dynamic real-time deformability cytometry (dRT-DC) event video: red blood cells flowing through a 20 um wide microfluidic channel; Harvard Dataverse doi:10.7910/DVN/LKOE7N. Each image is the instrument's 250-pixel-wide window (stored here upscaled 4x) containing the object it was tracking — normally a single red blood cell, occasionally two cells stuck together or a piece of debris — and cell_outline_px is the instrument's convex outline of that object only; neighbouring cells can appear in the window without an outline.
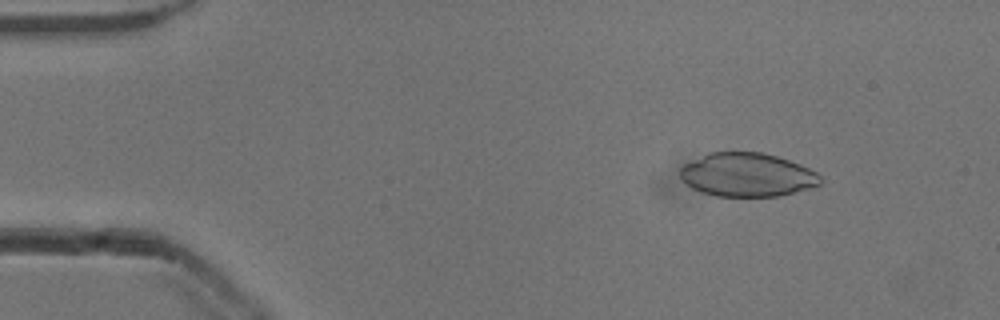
{"species": "common noctule bat (a hibernating species)", "species_latin": "Nyctalus noctula", "temperature_condition": "cold", "stored_images_in_passage": 11, "camera_frame_rate_fps": 3000, "um_per_image_px": 0.085, "animal": {"sex": "male", "body_mass_g": 13.3}, "frame": {"image": 1, "passage_image": 1, "time_ms": 0.0, "image_size_px": [1000, 320], "cell_outline_px": [[820, 184], [808, 188], [780, 196], [716, 196], [700, 192], [692, 188], [680, 180], [680, 168], [684, 164], [708, 152], [760, 152], [776, 156], [800, 164], [816, 172], [820, 176]], "centroid_in_image_um": [63.46, 14.86], "position_along_channel_um": 21.5, "area_um2": 35.66}}